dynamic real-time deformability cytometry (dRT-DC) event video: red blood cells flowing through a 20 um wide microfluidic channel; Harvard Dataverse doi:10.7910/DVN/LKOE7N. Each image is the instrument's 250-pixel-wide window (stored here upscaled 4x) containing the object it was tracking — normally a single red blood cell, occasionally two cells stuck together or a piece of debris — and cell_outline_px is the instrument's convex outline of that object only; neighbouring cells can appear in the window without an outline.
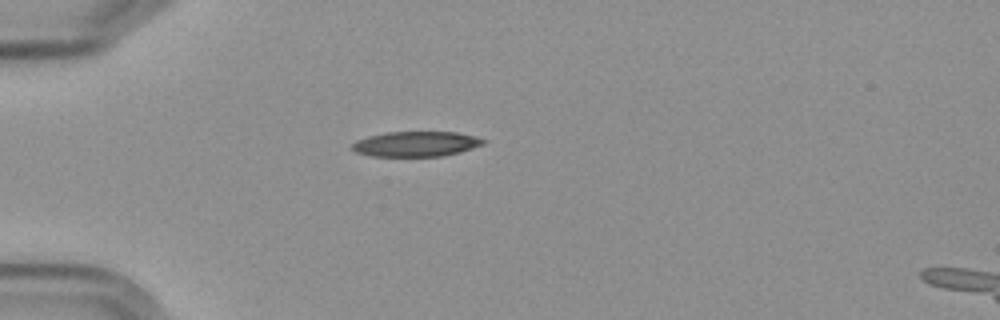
{"species": "Egyptian fruit bat (a non-hibernating species)", "species_latin": "Rousettus aegyptiacus", "temperature_condition": "cold", "stored_images_in_passage": 1, "camera_frame_rate_fps": 3000, "um_per_image_px": 0.085, "frame": {"image": 1, "passage_image": 1, "time_ms": 0.0, "image_size_px": [1000, 320], "cell_outline_px": [[488, 140], [484, 144], [460, 152], [444, 156], [372, 156], [356, 152], [352, 148], [352, 144], [356, 140], [368, 136], [388, 132], [456, 132], [476, 136]], "centroid_in_image_um": [35.4, 12.23], "position_along_channel_um": 49.6, "area_um2": 19.25}}